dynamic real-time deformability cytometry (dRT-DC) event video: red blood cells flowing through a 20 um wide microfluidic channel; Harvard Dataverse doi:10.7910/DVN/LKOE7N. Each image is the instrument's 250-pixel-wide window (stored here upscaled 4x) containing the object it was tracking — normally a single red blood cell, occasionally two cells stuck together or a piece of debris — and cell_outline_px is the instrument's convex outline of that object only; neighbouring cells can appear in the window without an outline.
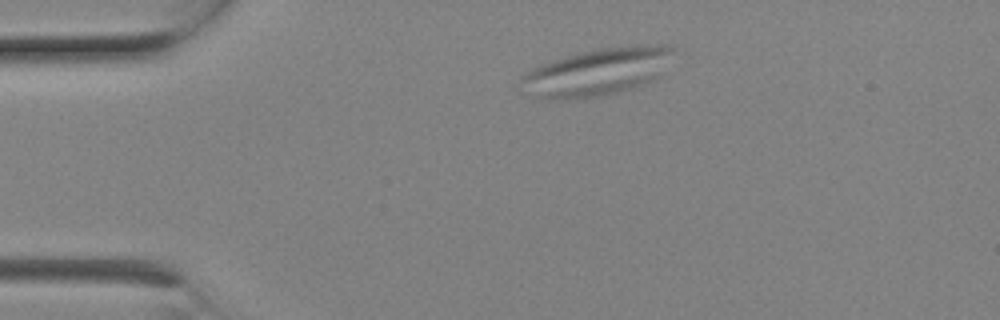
{"species": "Egyptian fruit bat (a non-hibernating species)", "species_latin": "Rousettus aegyptiacus", "temperature_condition": "room temperature", "stored_images_in_passage": 4, "camera_frame_rate_fps": 3000, "um_per_image_px": 0.085, "animal": {"sex": "female"}, "frame": {"image": 1, "passage_image": 1, "time_ms": 0.0, "image_size_px": [1000, 320], "cell_outline_px": [[676, 48], [660, 76], [656, 80], [636, 88], [608, 96], [564, 100], [548, 100], [520, 92], [520, 80], [528, 72], [544, 64], [568, 56], [584, 52], [604, 48], [644, 44], [668, 44]], "centroid_in_image_um": [50.82, 6.16], "position_along_channel_um": 34.2, "area_um2": 42.6}}
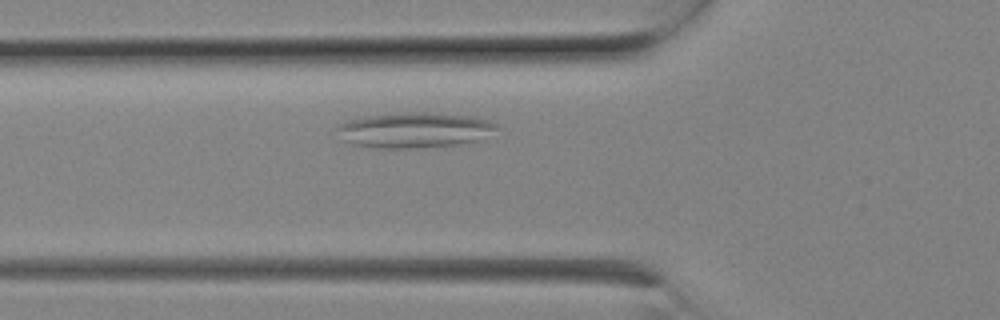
{"frame": {"image": 2, "passage_image": 4, "time_ms": 1.0, "image_size_px": [1000, 320], "cell_outline_px": [[496, 128], [476, 140], [456, 144], [408, 148], [376, 148], [352, 144], [344, 140], [336, 128], [340, 124], [348, 120], [368, 116], [408, 112], [428, 112], [472, 116], [488, 120], [496, 124]], "centroid_in_image_um": [35.17, 11.04], "position_along_channel_um": 90.6, "area_um2": 32.19}}